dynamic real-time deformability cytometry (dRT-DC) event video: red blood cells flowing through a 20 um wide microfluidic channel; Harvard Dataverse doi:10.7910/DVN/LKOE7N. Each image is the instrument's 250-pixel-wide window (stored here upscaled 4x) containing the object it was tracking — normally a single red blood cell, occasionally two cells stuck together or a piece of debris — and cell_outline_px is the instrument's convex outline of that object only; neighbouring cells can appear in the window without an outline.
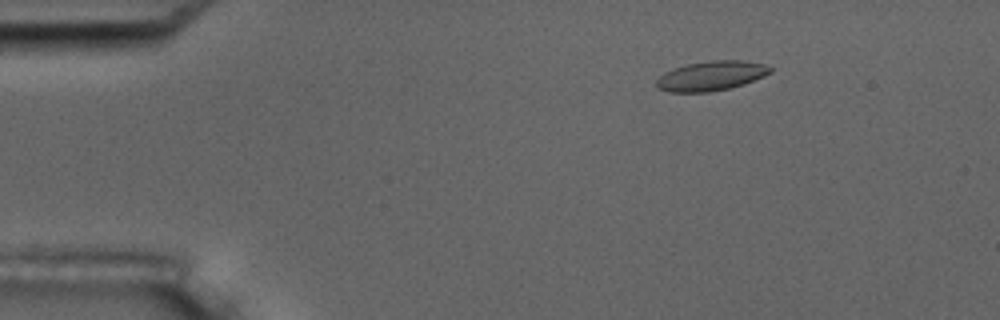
{"species": "common noctule bat (a hibernating species)", "species_latin": "Nyctalus noctula", "temperature_condition": "room temperature", "stored_images_in_passage": 3, "camera_frame_rate_fps": 3000, "um_per_image_px": 0.085, "animal": {"sex": "male", "body_mass_g": 17.5, "forearm_length_mm": 52.3}, "frame": {"image": 1, "passage_image": 1, "time_ms": 0.0, "image_size_px": [1000, 320], "cell_outline_px": [[772, 72], [764, 76], [744, 84], [728, 88], [708, 92], [668, 92], [656, 88], [656, 80], [664, 72], [672, 68], [688, 64], [712, 60], [740, 60], [764, 64], [772, 68]], "centroid_in_image_um": [60.42, 6.45], "position_along_channel_um": 24.6, "area_um2": 19.65}}